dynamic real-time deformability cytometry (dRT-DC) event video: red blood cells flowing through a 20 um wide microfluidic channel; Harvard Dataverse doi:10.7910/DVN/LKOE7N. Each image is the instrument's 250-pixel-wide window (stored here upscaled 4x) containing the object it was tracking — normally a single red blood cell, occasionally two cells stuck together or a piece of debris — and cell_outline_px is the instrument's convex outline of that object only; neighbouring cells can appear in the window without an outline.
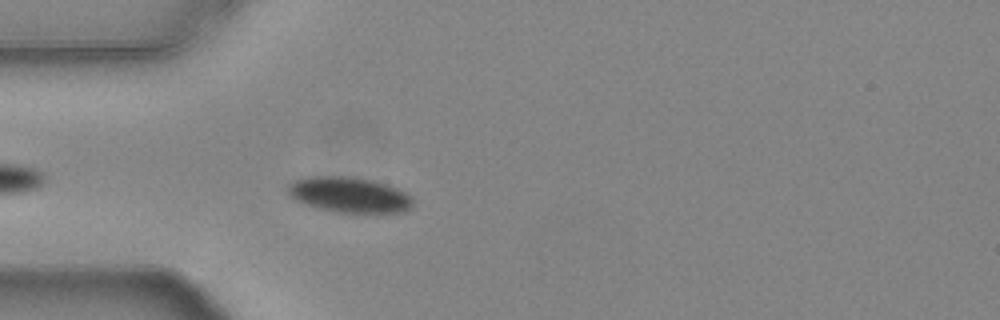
{"species": "common noctule bat (a hibernating species)", "species_latin": "Nyctalus noctula", "temperature_condition": "warm", "stored_images_in_passage": 12, "camera_frame_rate_fps": 3000, "um_per_image_px": 0.085, "animal": {"sex": "female", "body_mass_g": 24.6, "forearm_length_mm": 56.2}, "frame": {"image": 1, "passage_image": 4, "time_ms": 1.0, "image_size_px": [1000, 320], "cell_outline_px": [[412, 208], [404, 212], [336, 212], [320, 208], [296, 200], [288, 192], [288, 184], [296, 180], [308, 176], [344, 176], [372, 180], [388, 184], [412, 196]], "centroid_in_image_um": [29.72, 16.55], "position_along_channel_um": 55.3, "area_um2": 25.55}}
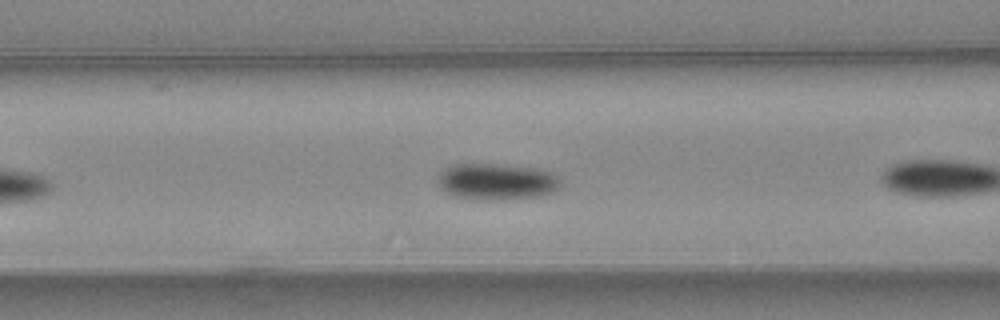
{"frame": {"image": 2, "passage_image": 7, "time_ms": 2.0, "image_size_px": [1000, 320], "cell_outline_px": [[560, 188], [552, 192], [540, 196], [504, 200], [476, 200], [452, 196], [440, 188], [440, 172], [452, 164], [500, 164], [536, 168], [552, 172], [560, 180]], "centroid_in_image_um": [42.23, 15.45], "position_along_channel_um": 124.4, "area_um2": 26.3}}
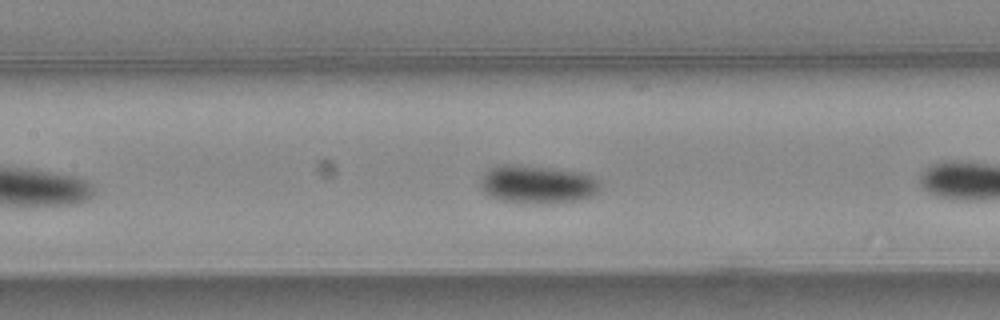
{"frame": {"image": 3, "passage_image": 10, "time_ms": 3.0, "image_size_px": [1000, 320], "cell_outline_px": [[600, 192], [592, 196], [580, 200], [500, 200], [484, 192], [480, 184], [480, 176], [488, 168], [504, 164], [520, 164], [556, 168], [584, 172], [600, 180]], "centroid_in_image_um": [45.7, 15.58], "position_along_channel_um": 161.7, "area_um2": 26.07}}